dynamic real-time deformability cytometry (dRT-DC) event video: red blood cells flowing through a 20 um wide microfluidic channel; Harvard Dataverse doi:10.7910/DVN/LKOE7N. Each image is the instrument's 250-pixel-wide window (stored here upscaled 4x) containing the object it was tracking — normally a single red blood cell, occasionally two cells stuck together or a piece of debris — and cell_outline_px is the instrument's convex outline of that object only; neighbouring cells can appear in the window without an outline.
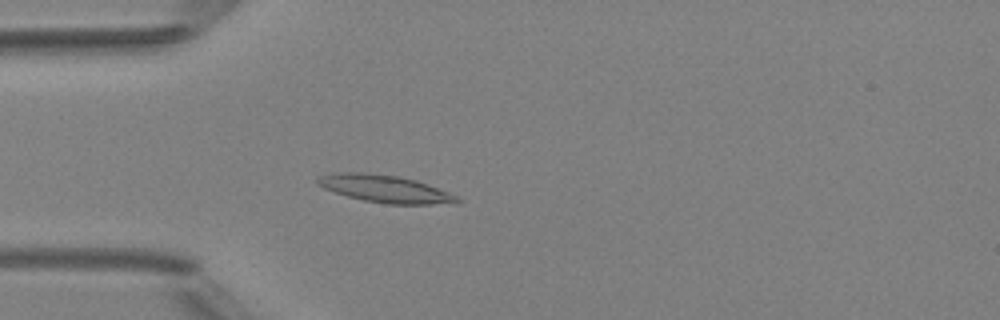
{"species": "Egyptian fruit bat (a non-hibernating species)", "species_latin": "Rousettus aegyptiacus", "temperature_condition": "room temperature", "stored_images_in_passage": 48, "camera_frame_rate_fps": 3000, "um_per_image_px": 0.085, "animal": {"sex": "female"}, "frame": {"image": 1, "passage_image": 13, "time_ms": 4.0, "image_size_px": [1000, 320], "cell_outline_px": [[464, 200], [456, 204], [384, 204], [364, 200], [348, 196], [324, 188], [316, 184], [316, 180], [320, 176], [336, 172], [360, 172], [396, 176], [416, 180], [428, 184], [448, 192]], "centroid_in_image_um": [32.77, 16.06], "position_along_channel_um": 52.2, "area_um2": 22.25}}
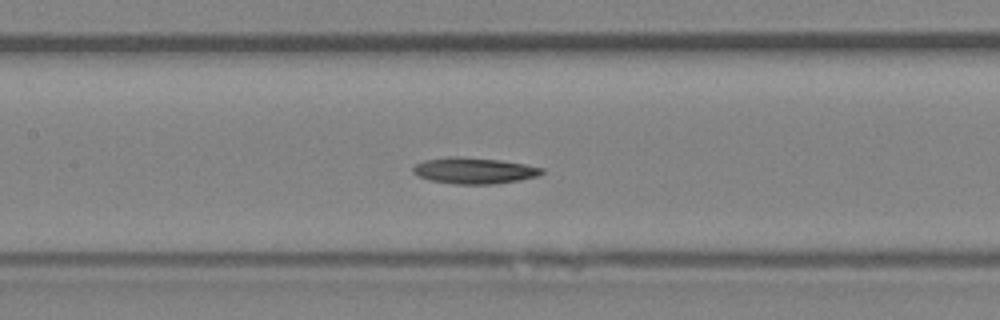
{"frame": {"image": 2, "passage_image": 22, "time_ms": 7.0, "image_size_px": [1000, 320], "cell_outline_px": [[544, 172], [536, 176], [520, 180], [492, 184], [452, 184], [428, 180], [412, 172], [412, 168], [416, 164], [424, 160], [452, 156], [460, 156], [500, 160], [524, 164], [544, 168]], "centroid_in_image_um": [40.28, 14.5], "position_along_channel_um": 167.1, "area_um2": 19.65}}
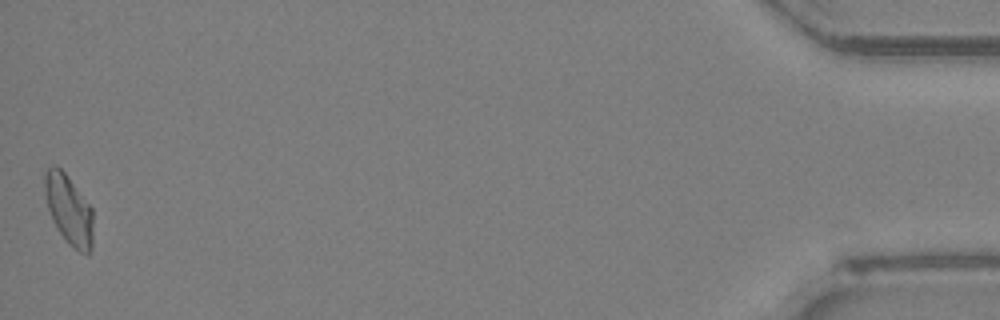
{"frame": {"image": 3, "passage_image": 48, "time_ms": 15.667, "image_size_px": [1000, 320], "cell_outline_px": [[92, 252], [88, 256], [80, 252], [68, 244], [56, 228], [52, 220], [48, 208], [44, 192], [44, 172], [52, 164], [56, 164], [64, 172], [92, 208]], "centroid_in_image_um": [5.84, 17.84], "position_along_channel_um": 429.4, "area_um2": 19.83}}